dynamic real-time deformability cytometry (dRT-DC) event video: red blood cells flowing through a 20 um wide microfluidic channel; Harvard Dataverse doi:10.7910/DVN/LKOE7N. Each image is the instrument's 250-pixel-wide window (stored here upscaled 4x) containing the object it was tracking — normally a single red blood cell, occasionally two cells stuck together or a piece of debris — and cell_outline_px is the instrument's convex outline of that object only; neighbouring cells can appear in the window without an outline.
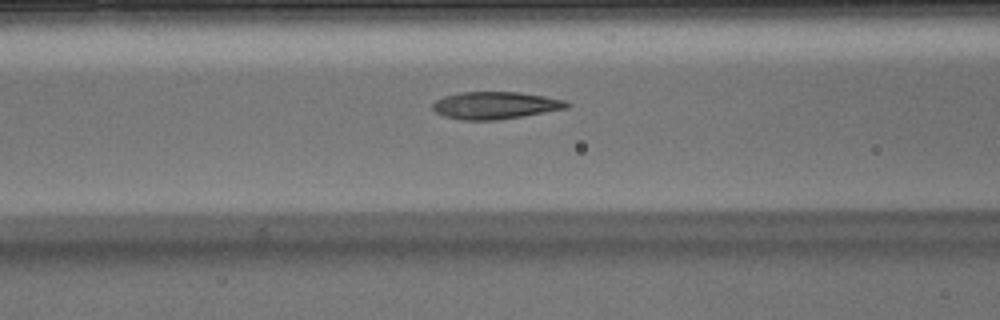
{"species": "Egyptian fruit bat (a non-hibernating species)", "species_latin": "Rousettus aegyptiacus", "temperature_condition": "warm", "stored_images_in_passage": 32, "camera_frame_rate_fps": 3000, "um_per_image_px": 0.085, "animal": {"sex": "male"}, "frame": {"image": 1, "passage_image": 7, "time_ms": 2.0, "image_size_px": [1000, 320], "cell_outline_px": [[572, 104], [568, 108], [496, 120], [460, 120], [444, 116], [436, 112], [432, 108], [432, 104], [436, 100], [444, 96], [460, 92], [520, 92], [544, 96], [564, 100]], "centroid_in_image_um": [42.08, 8.95], "position_along_channel_um": 124.5, "area_um2": 21.27}}
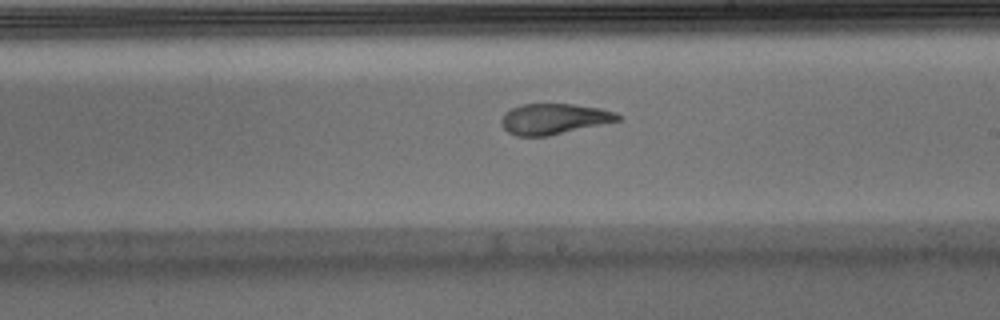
{"frame": {"image": 2, "passage_image": 16, "time_ms": 5.0, "image_size_px": [1000, 320], "cell_outline_px": [[624, 116], [620, 120], [548, 136], [516, 136], [508, 132], [500, 124], [500, 120], [504, 112], [520, 104], [572, 104], [600, 108], [616, 112]], "centroid_in_image_um": [47.07, 10.1], "position_along_channel_um": 241.9, "area_um2": 20.92}}
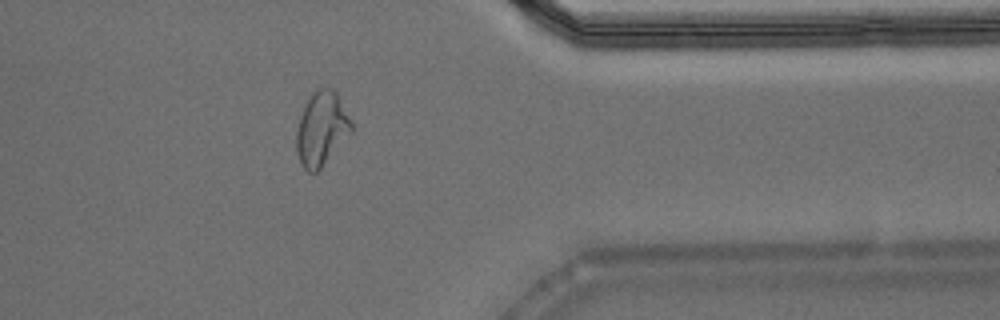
{"frame": {"image": 3, "passage_image": 28, "time_ms": 9.0, "image_size_px": [1000, 320], "cell_outline_px": [[352, 132], [320, 168], [316, 172], [308, 172], [304, 168], [296, 152], [296, 132], [300, 116], [308, 96], [316, 88], [332, 88], [336, 92], [352, 124]], "centroid_in_image_um": [27.31, 10.92], "position_along_channel_um": 384.1, "area_um2": 23.41}}